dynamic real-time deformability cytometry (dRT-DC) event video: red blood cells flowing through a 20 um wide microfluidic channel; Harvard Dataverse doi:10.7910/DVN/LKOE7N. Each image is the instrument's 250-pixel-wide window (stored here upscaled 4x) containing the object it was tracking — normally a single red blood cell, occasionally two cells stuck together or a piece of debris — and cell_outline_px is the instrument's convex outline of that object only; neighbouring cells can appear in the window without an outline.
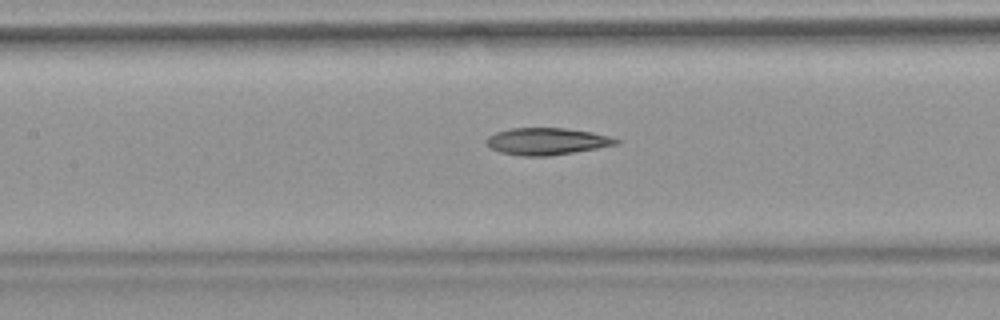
{"species": "common noctule bat (a hibernating species)", "species_latin": "Nyctalus noctula", "temperature_condition": "warm", "stored_images_in_passage": 28, "camera_frame_rate_fps": 3000, "um_per_image_px": 0.085, "animal": {"sex": "female", "body_mass_g": 18.4}, "frame": {"image": 1, "passage_image": 9, "time_ms": 2.667, "image_size_px": [1000, 320], "cell_outline_px": [[620, 144], [548, 156], [520, 156], [500, 152], [484, 144], [484, 140], [488, 136], [496, 132], [512, 128], [564, 128], [592, 132], [608, 136], [620, 140]], "centroid_in_image_um": [46.43, 12.01], "position_along_channel_um": 161.0, "area_um2": 20.35}}